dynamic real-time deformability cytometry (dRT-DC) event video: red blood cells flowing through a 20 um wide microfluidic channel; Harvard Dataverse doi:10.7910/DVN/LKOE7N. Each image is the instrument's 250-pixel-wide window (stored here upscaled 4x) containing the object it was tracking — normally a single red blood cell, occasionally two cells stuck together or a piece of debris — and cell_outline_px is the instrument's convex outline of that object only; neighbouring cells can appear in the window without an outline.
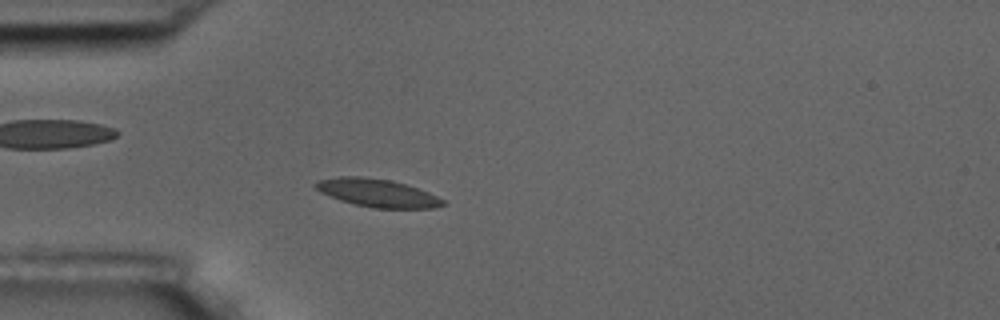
{"species": "common noctule bat (a hibernating species)", "species_latin": "Nyctalus noctula", "temperature_condition": "room temperature", "stored_images_in_passage": 5, "camera_frame_rate_fps": 3000, "um_per_image_px": 0.085, "animal": {"sex": "male", "body_mass_g": 17.5, "forearm_length_mm": 52.3}, "frame": {"image": 1, "passage_image": 5, "time_ms": 4.667, "image_size_px": [1000, 320], "cell_outline_px": [[448, 204], [432, 208], [372, 208], [340, 200], [320, 192], [312, 184], [316, 180], [340, 176], [364, 176], [392, 180], [428, 192], [444, 200]], "centroid_in_image_um": [32.05, 16.39], "position_along_channel_um": 53.0, "area_um2": 20.81}}